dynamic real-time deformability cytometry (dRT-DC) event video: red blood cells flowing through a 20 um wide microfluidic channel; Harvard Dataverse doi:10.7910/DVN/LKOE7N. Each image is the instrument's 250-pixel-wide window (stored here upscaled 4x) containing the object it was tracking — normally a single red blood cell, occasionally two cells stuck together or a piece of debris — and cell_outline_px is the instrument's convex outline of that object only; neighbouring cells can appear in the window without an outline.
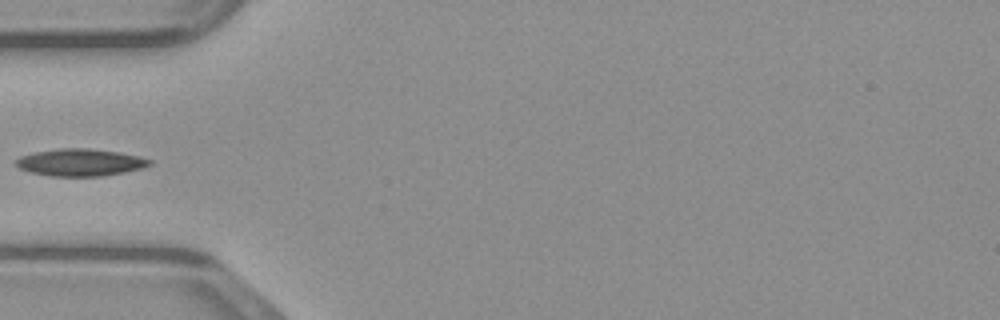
{"species": "common noctule bat (a hibernating species)", "species_latin": "Nyctalus noctula", "temperature_condition": "warm", "stored_images_in_passage": 33, "camera_frame_rate_fps": 3000, "um_per_image_px": 0.085, "animal": {"sex": "male", "body_mass_g": 23.1, "forearm_length_mm": 52.7}, "frame": {"image": 1, "passage_image": 1, "time_ms": 0.0, "image_size_px": [1000, 320], "cell_outline_px": [[152, 164], [144, 168], [124, 172], [100, 176], [52, 176], [32, 172], [20, 168], [16, 164], [16, 160], [20, 156], [36, 152], [60, 148], [88, 148], [116, 152], [140, 156], [152, 160]], "centroid_in_image_um": [6.87, 13.8], "position_along_channel_um": 78.1, "area_um2": 20.98}}
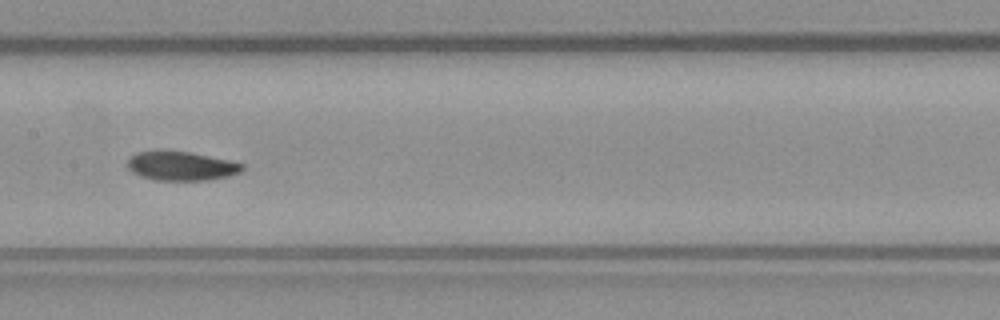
{"frame": {"image": 2, "passage_image": 9, "time_ms": 2.667, "image_size_px": [1000, 320], "cell_outline_px": [[244, 168], [240, 172], [228, 176], [208, 180], [156, 180], [140, 176], [132, 172], [128, 168], [128, 160], [136, 152], [160, 148], [188, 152], [228, 160], [244, 164]], "centroid_in_image_um": [15.35, 14.08], "position_along_channel_um": 192.0, "area_um2": 19.71}}
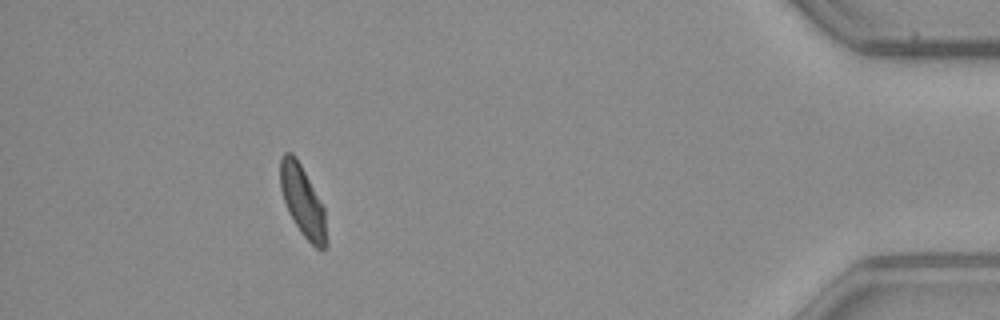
{"frame": {"image": 3, "passage_image": 29, "time_ms": 9.333, "image_size_px": [1000, 320], "cell_outline_px": [[328, 244], [324, 248], [316, 248], [300, 232], [288, 212], [280, 188], [280, 156], [284, 152], [292, 152], [296, 156], [324, 208]], "centroid_in_image_um": [25.71, 17.09], "position_along_channel_um": 409.5, "area_um2": 18.96}}